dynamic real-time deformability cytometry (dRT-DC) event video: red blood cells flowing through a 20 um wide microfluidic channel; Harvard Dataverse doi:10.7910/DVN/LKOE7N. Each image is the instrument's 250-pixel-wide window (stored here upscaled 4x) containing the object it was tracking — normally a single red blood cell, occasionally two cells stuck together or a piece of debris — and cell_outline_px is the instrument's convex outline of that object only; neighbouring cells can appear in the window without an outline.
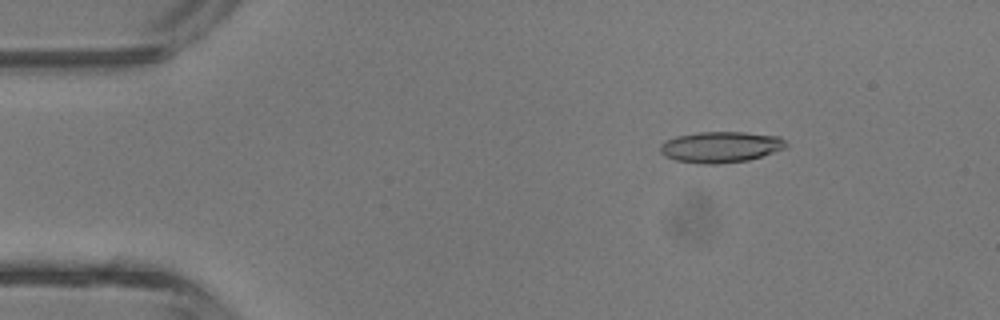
{"species": "common noctule bat (a hibernating species)", "species_latin": "Nyctalus noctula", "temperature_condition": "room temperature", "stored_images_in_passage": 4, "camera_frame_rate_fps": 3000, "um_per_image_px": 0.085, "animal": {"sex": "male", "body_mass_g": 13.3}, "frame": {"image": 1, "passage_image": 2, "time_ms": 1.0, "image_size_px": [1000, 320], "cell_outline_px": [[788, 144], [784, 148], [748, 160], [716, 164], [700, 164], [676, 160], [664, 156], [660, 152], [660, 144], [664, 140], [676, 136], [700, 132], [744, 132], [780, 136]], "centroid_in_image_um": [61.21, 12.49], "position_along_channel_um": 23.8, "area_um2": 22.72}}
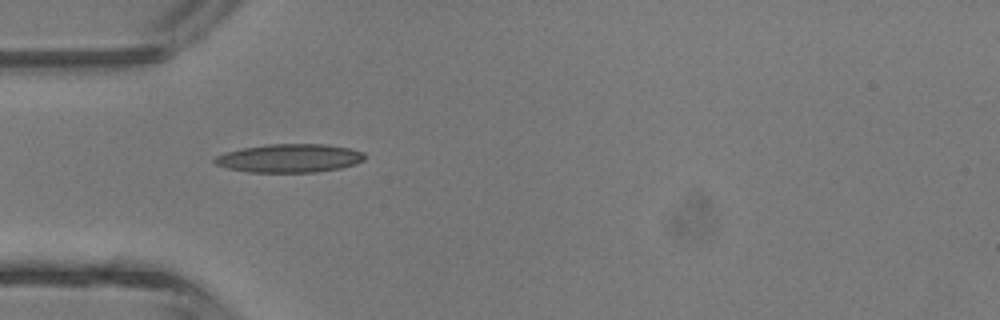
{"frame": {"image": 2, "passage_image": 4, "time_ms": 3.333, "image_size_px": [1000, 320], "cell_outline_px": [[364, 160], [356, 164], [340, 168], [316, 172], [248, 172], [228, 168], [216, 164], [212, 160], [216, 156], [224, 152], [244, 148], [268, 144], [324, 144], [352, 148], [364, 152]], "centroid_in_image_um": [24.63, 13.44], "position_along_channel_um": 60.4, "area_um2": 24.91}}